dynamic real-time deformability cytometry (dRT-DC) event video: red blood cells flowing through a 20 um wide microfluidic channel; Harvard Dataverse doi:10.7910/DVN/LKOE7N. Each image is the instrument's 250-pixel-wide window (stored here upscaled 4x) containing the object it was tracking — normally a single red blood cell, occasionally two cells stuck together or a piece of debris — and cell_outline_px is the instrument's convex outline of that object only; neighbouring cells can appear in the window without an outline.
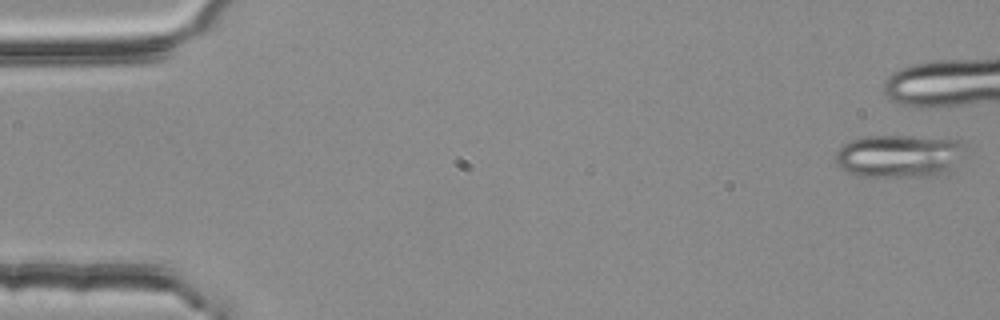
{"species": "common noctule bat (a hibernating species)", "species_latin": "Nyctalus noctula", "temperature_condition": "room temperature", "stored_images_in_passage": 7, "camera_frame_rate_fps": 3000, "um_per_image_px": 0.085, "animal": {"sex": "female", "body_mass_g": 25.1}, "frame": {"image": 1, "passage_image": 1, "time_ms": 0.0, "image_size_px": [1000, 320], "cell_outline_px": [[964, 144], [948, 172], [936, 176], [864, 176], [848, 172], [836, 164], [836, 152], [844, 144], [860, 136], [908, 136], [964, 140]], "centroid_in_image_um": [76.37, 13.25], "position_along_channel_um": 8.6, "area_um2": 31.85}}
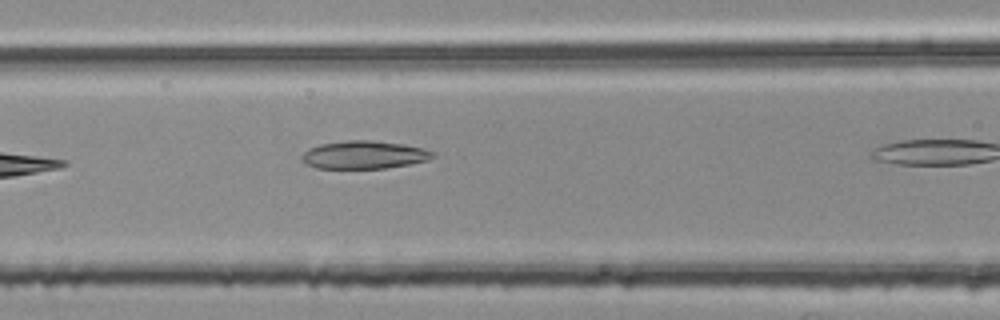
{"frame": {"image": 2, "passage_image": 6, "time_ms": 1.667, "image_size_px": [1000, 320], "cell_outline_px": [[432, 156], [424, 160], [412, 164], [384, 168], [316, 168], [304, 164], [300, 160], [300, 156], [308, 148], [320, 144], [344, 140], [372, 140], [404, 144], [424, 148], [432, 152]], "centroid_in_image_um": [30.85, 13.15], "position_along_channel_um": 135.7, "area_um2": 21.39}}